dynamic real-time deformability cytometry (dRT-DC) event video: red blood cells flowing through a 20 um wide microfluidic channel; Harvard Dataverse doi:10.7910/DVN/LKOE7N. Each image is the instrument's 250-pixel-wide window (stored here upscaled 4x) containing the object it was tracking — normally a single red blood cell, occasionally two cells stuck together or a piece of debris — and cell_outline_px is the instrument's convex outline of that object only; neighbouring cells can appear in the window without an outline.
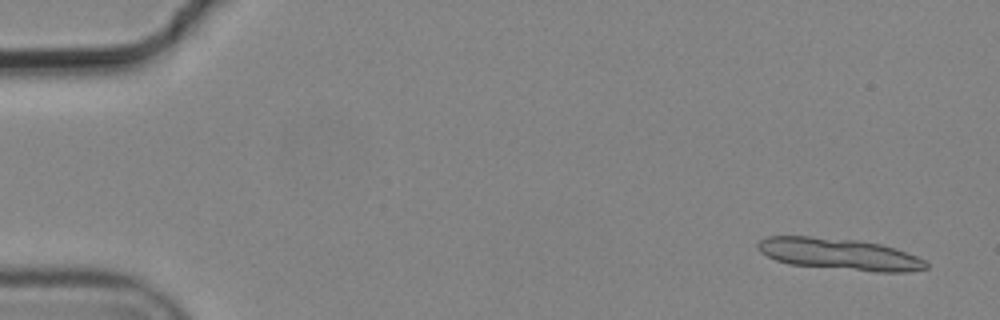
{"species": "common noctule bat (a hibernating species)", "species_latin": "Nyctalus noctula", "temperature_condition": "cold", "stored_images_in_passage": 5, "camera_frame_rate_fps": 3000, "um_per_image_px": 0.085, "animal": {"sex": "male", "body_mass_g": 19.2, "forearm_length_mm": 51.8}, "frame": {"image": 1, "passage_image": 1, "time_ms": 0.0, "image_size_px": [1000, 320], "cell_outline_px": [[928, 268], [904, 272], [876, 272], [788, 264], [776, 260], [760, 252], [756, 248], [756, 244], [760, 240], [768, 236], [808, 236], [856, 240], [880, 244], [916, 256], [924, 260], [928, 264]], "centroid_in_image_um": [71.3, 21.6], "position_along_channel_um": 13.7, "area_um2": 30.81}}